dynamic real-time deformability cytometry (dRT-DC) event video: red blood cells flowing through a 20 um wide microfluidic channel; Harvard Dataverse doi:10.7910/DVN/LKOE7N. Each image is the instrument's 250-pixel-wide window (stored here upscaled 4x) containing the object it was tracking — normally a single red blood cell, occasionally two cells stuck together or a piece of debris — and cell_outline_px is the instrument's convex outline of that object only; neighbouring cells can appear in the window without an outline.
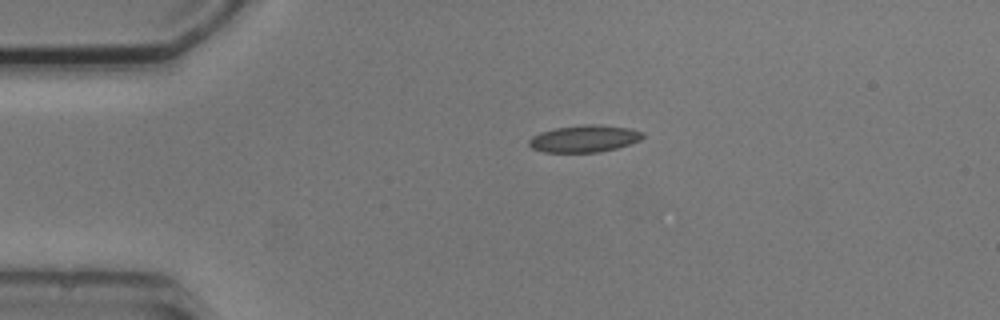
{"species": "common noctule bat (a hibernating species)", "species_latin": "Nyctalus noctula", "temperature_condition": "cold", "stored_images_in_passage": 3, "camera_frame_rate_fps": 3000, "um_per_image_px": 0.085, "animal": {"sex": "male", "body_mass_g": 20.5, "forearm_length_mm": 52.5}, "frame": {"image": 1, "passage_image": 1, "time_ms": 0.0, "image_size_px": [1000, 320], "cell_outline_px": [[644, 136], [640, 140], [616, 148], [600, 152], [544, 152], [532, 148], [528, 144], [528, 140], [532, 136], [540, 132], [556, 128], [588, 124], [600, 124], [632, 128], [644, 132]], "centroid_in_image_um": [49.68, 11.78], "position_along_channel_um": 35.3, "area_um2": 17.98}}